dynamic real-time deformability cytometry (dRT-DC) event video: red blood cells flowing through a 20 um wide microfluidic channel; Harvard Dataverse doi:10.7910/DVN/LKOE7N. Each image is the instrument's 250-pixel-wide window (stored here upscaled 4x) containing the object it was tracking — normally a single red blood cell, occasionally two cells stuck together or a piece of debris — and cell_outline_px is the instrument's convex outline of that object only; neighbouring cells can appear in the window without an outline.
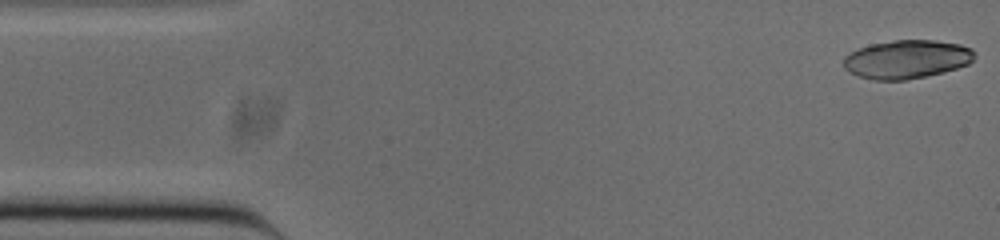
{"species": "common noctule bat (a hibernating species)", "species_latin": "Nyctalus noctula", "temperature_condition": "cold", "stored_images_in_passage": 51, "camera_frame_rate_fps": 3000, "um_per_image_px": 0.085, "animal": {"sex": "male", "body_mass_g": 20.0, "forearm_length_mm": 53.3}, "frame": {"image": 1, "passage_image": 1, "time_ms": 0.0, "image_size_px": [1000, 240], "cell_outline_px": [[976, 56], [968, 64], [944, 72], [904, 80], [876, 80], [860, 76], [848, 72], [844, 68], [844, 56], [860, 48], [872, 44], [896, 40], [936, 40], [960, 44], [972, 48], [976, 52]], "centroid_in_image_um": [77.11, 5.03], "position_along_channel_um": 7.9, "area_um2": 29.3}}